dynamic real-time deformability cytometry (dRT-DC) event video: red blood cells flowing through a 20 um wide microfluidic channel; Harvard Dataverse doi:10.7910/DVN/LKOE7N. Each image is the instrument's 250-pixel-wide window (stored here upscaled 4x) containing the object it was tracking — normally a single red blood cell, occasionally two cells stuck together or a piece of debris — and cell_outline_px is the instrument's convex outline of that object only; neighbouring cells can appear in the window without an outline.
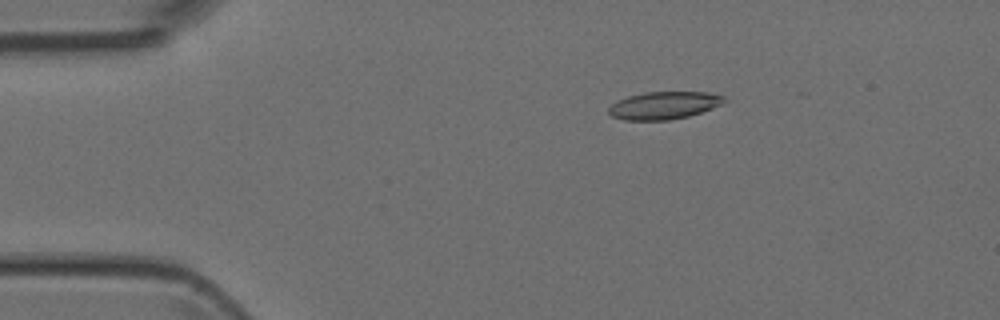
{"species": "Egyptian fruit bat (a non-hibernating species)", "species_latin": "Rousettus aegyptiacus", "temperature_condition": "room temperature", "stored_images_in_passage": 5, "camera_frame_rate_fps": 3000, "um_per_image_px": 0.085, "animal": {"sex": "female"}, "frame": {"image": 1, "passage_image": 2, "time_ms": 1.333, "image_size_px": [1000, 320], "cell_outline_px": [[728, 100], [724, 104], [688, 116], [668, 120], [624, 120], [612, 116], [608, 112], [608, 108], [616, 100], [628, 96], [644, 92], [708, 92], [724, 96]], "centroid_in_image_um": [56.45, 8.95], "position_along_channel_um": 28.6, "area_um2": 18.67}}
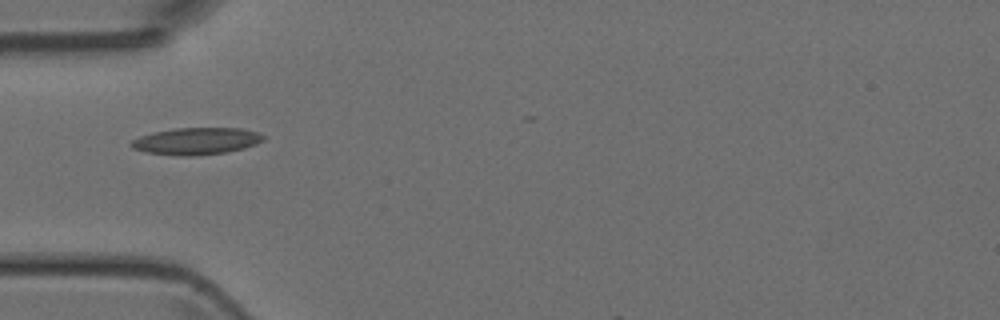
{"frame": {"image": 2, "passage_image": 4, "time_ms": 3.667, "image_size_px": [1000, 320], "cell_outline_px": [[264, 140], [256, 144], [244, 148], [224, 152], [196, 156], [176, 156], [148, 152], [132, 148], [128, 144], [132, 140], [140, 136], [152, 132], [176, 128], [240, 128], [256, 132], [264, 136]], "centroid_in_image_um": [16.66, 11.99], "position_along_channel_um": 68.3, "area_um2": 20.75}}